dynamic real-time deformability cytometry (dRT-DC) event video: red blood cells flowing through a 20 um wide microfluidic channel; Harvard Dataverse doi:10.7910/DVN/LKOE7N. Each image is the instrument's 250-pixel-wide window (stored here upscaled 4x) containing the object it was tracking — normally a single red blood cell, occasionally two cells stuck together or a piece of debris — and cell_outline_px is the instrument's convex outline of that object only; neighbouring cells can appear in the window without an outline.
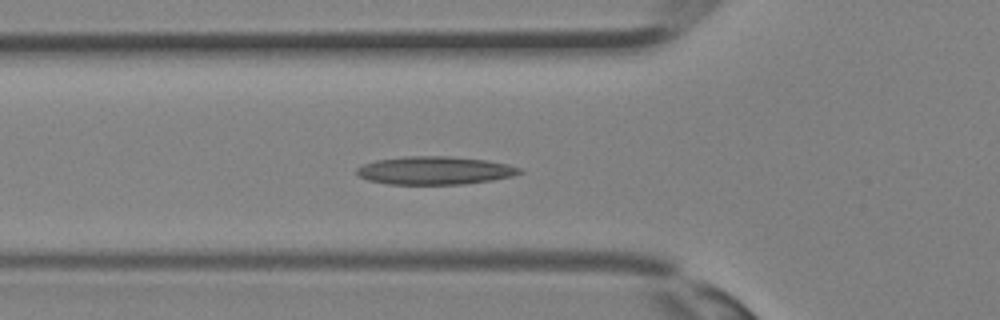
{"species": "Egyptian fruit bat (a non-hibernating species)", "species_latin": "Rousettus aegyptiacus", "temperature_condition": "room temperature", "stored_images_in_passage": 31, "camera_frame_rate_fps": 3000, "um_per_image_px": 0.085, "animal": {"sex": "female"}, "frame": {"image": 1, "passage_image": 10, "time_ms": 3.0, "image_size_px": [1000, 320], "cell_outline_px": [[524, 172], [512, 176], [492, 180], [464, 184], [388, 184], [368, 180], [360, 176], [356, 172], [356, 168], [364, 164], [376, 160], [404, 156], [448, 156], [488, 160], [508, 164], [520, 168]], "centroid_in_image_um": [36.97, 14.48], "position_along_channel_um": 88.8, "area_um2": 26.7}}
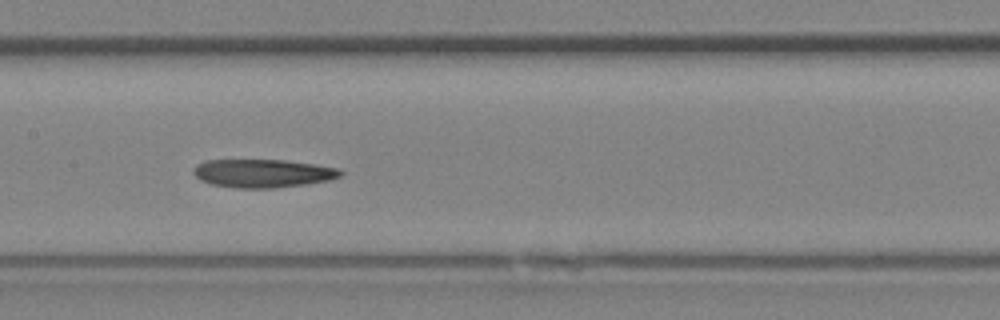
{"frame": {"image": 2, "passage_image": 15, "time_ms": 4.667, "image_size_px": [1000, 320], "cell_outline_px": [[344, 172], [340, 176], [332, 180], [276, 188], [236, 188], [212, 184], [200, 180], [192, 172], [192, 168], [196, 164], [204, 160], [284, 160], [316, 164], [340, 168]], "centroid_in_image_um": [22.35, 14.73], "position_along_channel_um": 185.1, "area_um2": 24.51}}
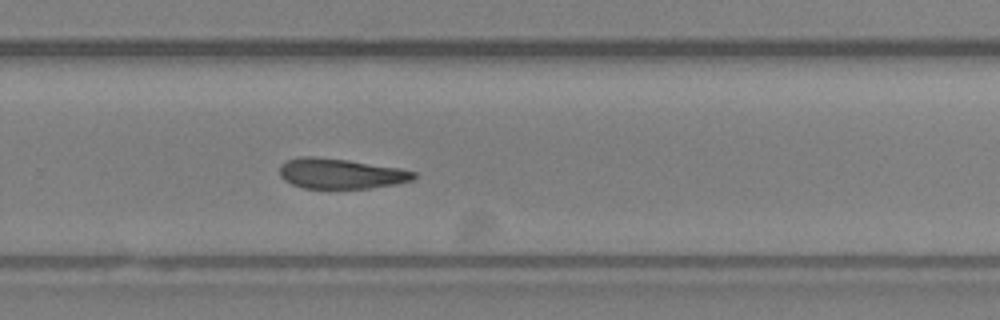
{"frame": {"image": 3, "passage_image": 21, "time_ms": 6.667, "image_size_px": [1000, 320], "cell_outline_px": [[416, 176], [412, 180], [396, 184], [368, 188], [304, 188], [292, 184], [284, 180], [280, 176], [280, 164], [288, 160], [300, 156], [312, 156], [348, 160], [400, 168], [416, 172]], "centroid_in_image_um": [28.95, 14.75], "position_along_channel_um": 300.9, "area_um2": 23.58}}